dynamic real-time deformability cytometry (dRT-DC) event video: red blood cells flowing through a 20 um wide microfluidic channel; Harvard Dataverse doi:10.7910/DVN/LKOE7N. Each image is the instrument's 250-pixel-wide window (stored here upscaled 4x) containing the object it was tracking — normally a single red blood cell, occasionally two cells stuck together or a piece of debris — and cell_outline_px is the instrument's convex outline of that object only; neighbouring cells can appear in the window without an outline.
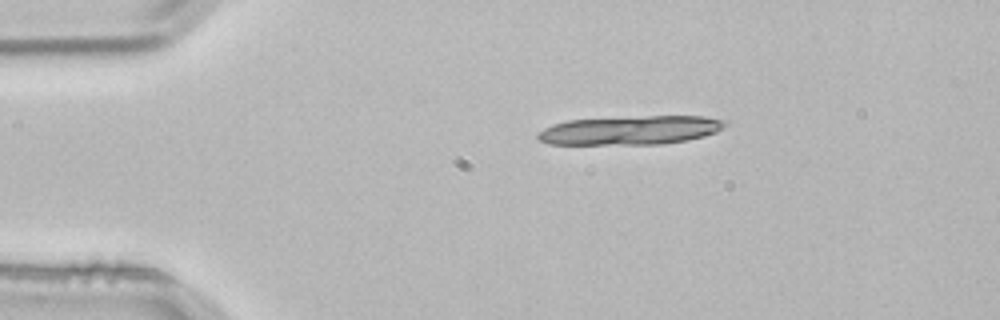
{"species": "common noctule bat (a hibernating species)", "species_latin": "Nyctalus noctula", "temperature_condition": "room temperature", "stored_images_in_passage": 2, "camera_frame_rate_fps": 3000, "um_per_image_px": 0.085, "animal": {"sex": "male", "body_mass_g": 21.5, "forearm_length_mm": 52.0}, "frame": {"image": 1, "passage_image": 1, "time_ms": 0.0, "image_size_px": [1000, 320], "cell_outline_px": [[728, 124], [716, 132], [704, 136], [664, 144], [548, 144], [540, 140], [536, 136], [536, 132], [552, 124], [568, 120], [648, 116], [704, 116], [728, 120]], "centroid_in_image_um": [53.59, 11.06], "position_along_channel_um": 31.4, "area_um2": 31.56}}